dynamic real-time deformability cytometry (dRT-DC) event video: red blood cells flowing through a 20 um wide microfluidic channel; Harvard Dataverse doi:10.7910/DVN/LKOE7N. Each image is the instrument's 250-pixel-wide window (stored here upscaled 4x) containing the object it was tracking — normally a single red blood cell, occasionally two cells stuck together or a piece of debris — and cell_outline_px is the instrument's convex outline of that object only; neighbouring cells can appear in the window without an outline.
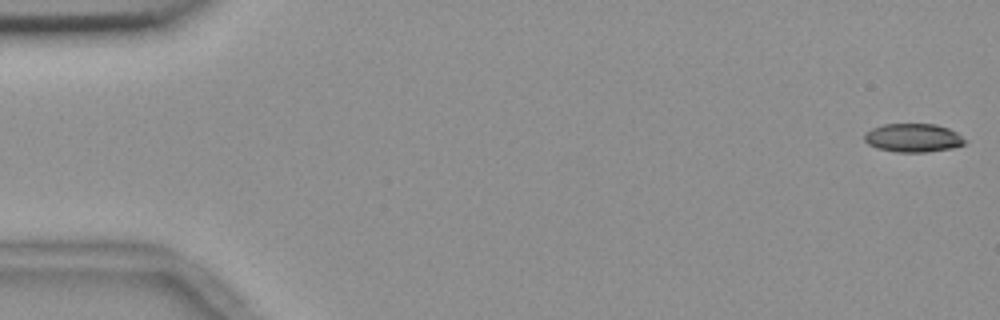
{"species": "common noctule bat (a hibernating species)", "species_latin": "Nyctalus noctula", "temperature_condition": "room temperature", "stored_images_in_passage": 49, "camera_frame_rate_fps": 3000, "um_per_image_px": 0.085, "animal": {"sex": "female", "body_mass_g": 18.4}, "frame": {"image": 1, "passage_image": 1, "time_ms": 0.0, "image_size_px": [1000, 320], "cell_outline_px": [[964, 144], [952, 148], [928, 152], [896, 152], [876, 148], [868, 144], [864, 140], [864, 136], [872, 128], [884, 124], [936, 124], [948, 128], [956, 132], [964, 140]], "centroid_in_image_um": [77.6, 11.72], "position_along_channel_um": 7.4, "area_um2": 16.59}}
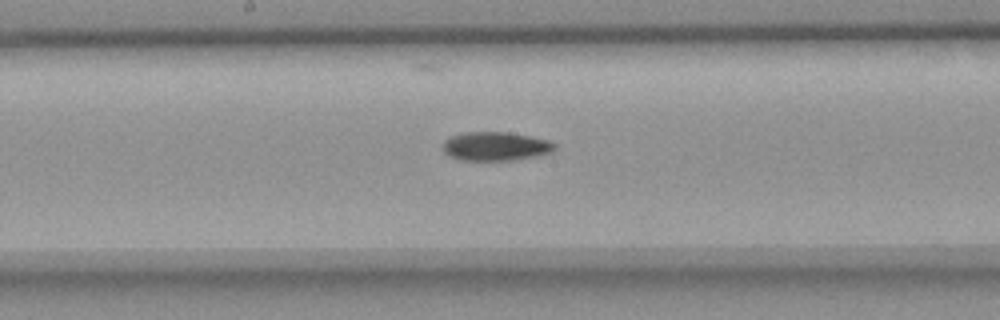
{"frame": {"image": 2, "passage_image": 29, "time_ms": 9.333, "image_size_px": [1000, 320], "cell_outline_px": [[556, 148], [552, 152], [540, 156], [512, 160], [460, 160], [444, 152], [444, 140], [452, 136], [464, 132], [508, 132], [548, 140], [556, 144]], "centroid_in_image_um": [42.17, 12.44], "position_along_channel_um": 206.0, "area_um2": 18.73}}
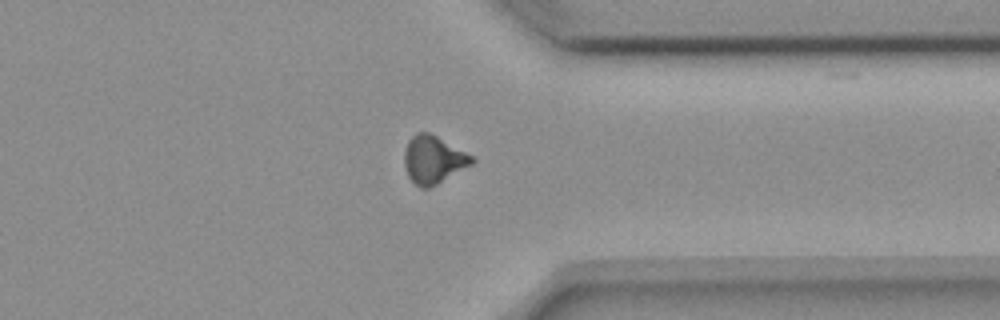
{"frame": {"image": 3, "passage_image": 43, "time_ms": 14.0, "image_size_px": [1000, 320], "cell_outline_px": [[476, 160], [472, 164], [436, 184], [428, 188], [420, 188], [408, 176], [404, 168], [404, 152], [408, 140], [416, 132], [428, 132], [436, 136], [472, 156]], "centroid_in_image_um": [36.79, 13.57], "position_along_channel_um": 374.6, "area_um2": 18.5}, "authors_computed_cell_mechanics": {"area_um2": 18.2648, "velocity_mm_per_s": 3.6831, "shape_relaxation_time_tau1_ms": 10.8592, "shape_relaxation_time_tau2_ms": null, "deformation_change_tau1": 0.2064, "deformation_change_tau2": null}}